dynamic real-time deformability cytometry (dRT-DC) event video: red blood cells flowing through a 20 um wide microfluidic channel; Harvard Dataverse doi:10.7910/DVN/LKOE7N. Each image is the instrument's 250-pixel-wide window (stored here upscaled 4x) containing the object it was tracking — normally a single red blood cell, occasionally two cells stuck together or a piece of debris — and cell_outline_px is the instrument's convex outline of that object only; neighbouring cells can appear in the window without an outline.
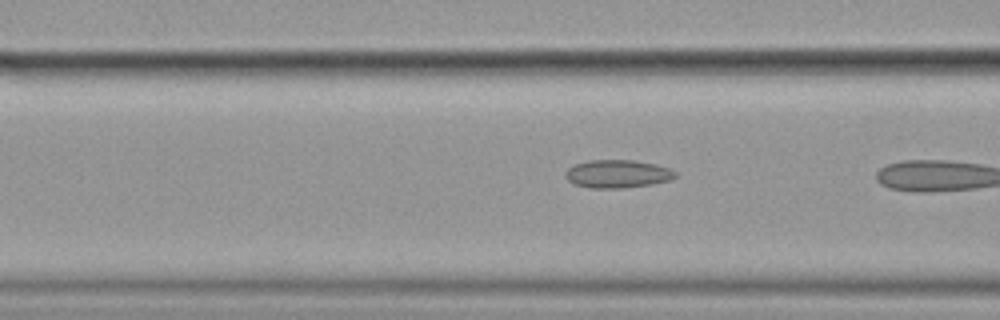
{"species": "common noctule bat (a hibernating species)", "species_latin": "Nyctalus noctula", "temperature_condition": "cold", "stored_images_in_passage": 27, "camera_frame_rate_fps": 3000, "um_per_image_px": 0.085, "animal": {"sex": "female", "body_mass_g": 19.9}, "frame": {"image": 1, "passage_image": 4, "time_ms": 1.0, "image_size_px": [1000, 320], "cell_outline_px": [[676, 176], [668, 180], [648, 184], [620, 188], [592, 188], [576, 184], [568, 180], [564, 176], [564, 172], [568, 168], [576, 164], [588, 160], [632, 160], [656, 164], [668, 168], [676, 172]], "centroid_in_image_um": [52.45, 14.76], "position_along_channel_um": 114.2, "area_um2": 17.69}}
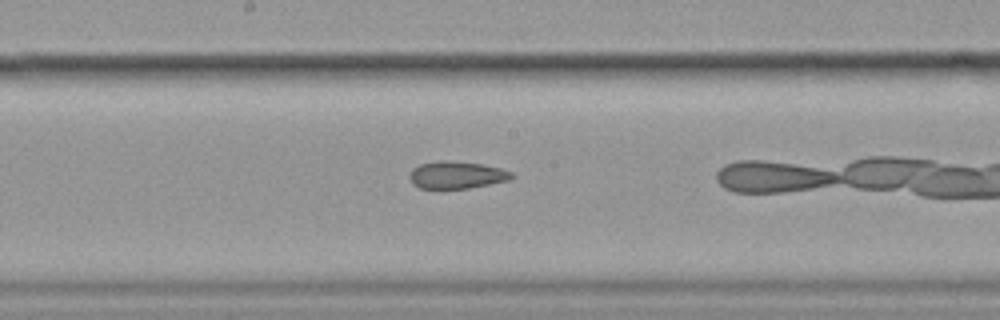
{"frame": {"image": 2, "passage_image": 12, "time_ms": 3.667, "image_size_px": [1000, 320], "cell_outline_px": [[516, 176], [508, 180], [468, 188], [420, 188], [412, 184], [408, 176], [412, 168], [420, 164], [440, 160], [448, 160], [484, 164], [500, 168], [512, 172]], "centroid_in_image_um": [38.8, 14.86], "position_along_channel_um": 209.4, "area_um2": 16.3}}
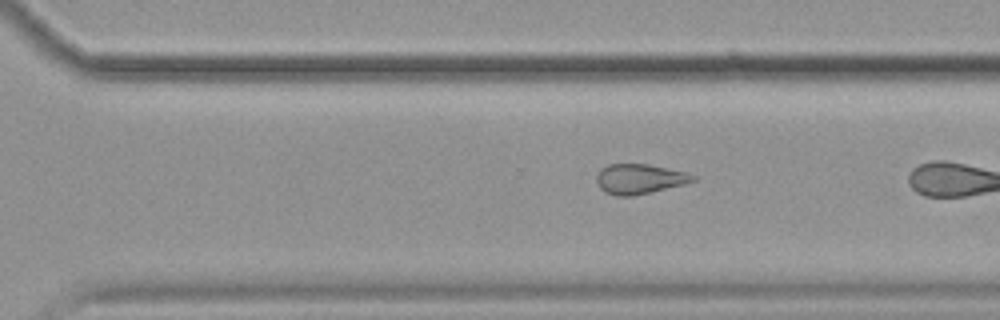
{"frame": {"image": 3, "passage_image": 21, "time_ms": 6.667, "image_size_px": [1000, 320], "cell_outline_px": [[696, 180], [684, 184], [652, 192], [632, 196], [620, 196], [604, 192], [600, 188], [596, 180], [596, 176], [600, 168], [608, 164], [648, 164], [688, 172], [696, 176]], "centroid_in_image_um": [54.36, 15.2], "position_along_channel_um": 316.2, "area_um2": 16.94}}